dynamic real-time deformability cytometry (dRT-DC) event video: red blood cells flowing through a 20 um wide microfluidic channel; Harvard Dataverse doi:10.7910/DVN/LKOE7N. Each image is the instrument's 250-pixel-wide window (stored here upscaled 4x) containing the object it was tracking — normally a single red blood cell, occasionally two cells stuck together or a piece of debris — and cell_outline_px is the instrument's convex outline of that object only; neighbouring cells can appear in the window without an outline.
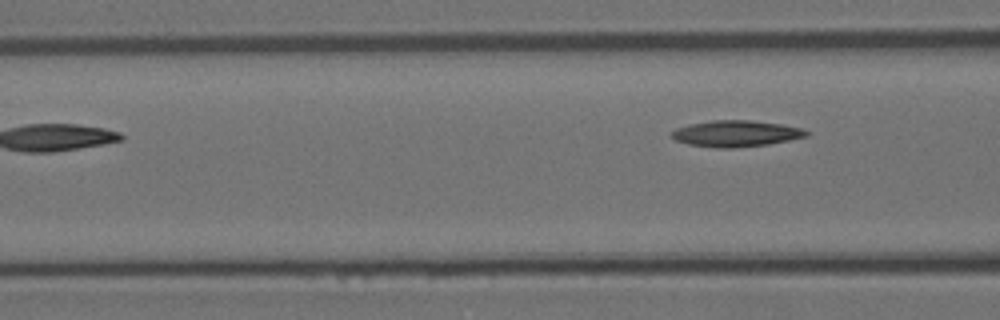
{"species": "Egyptian fruit bat (a non-hibernating species)", "species_latin": "Rousettus aegyptiacus", "temperature_condition": "room temperature", "stored_images_in_passage": 4, "camera_frame_rate_fps": 3000, "um_per_image_px": 0.085, "animal": {"sex": "female"}, "frame": {"image": 1, "passage_image": 4, "time_ms": 1.0, "image_size_px": [1000, 320], "cell_outline_px": [[808, 136], [768, 144], [732, 148], [716, 148], [688, 144], [676, 140], [668, 136], [676, 128], [688, 124], [712, 120], [752, 120], [780, 124], [804, 128], [808, 132]], "centroid_in_image_um": [62.53, 11.35], "position_along_channel_um": 104.1, "area_um2": 20.69}}